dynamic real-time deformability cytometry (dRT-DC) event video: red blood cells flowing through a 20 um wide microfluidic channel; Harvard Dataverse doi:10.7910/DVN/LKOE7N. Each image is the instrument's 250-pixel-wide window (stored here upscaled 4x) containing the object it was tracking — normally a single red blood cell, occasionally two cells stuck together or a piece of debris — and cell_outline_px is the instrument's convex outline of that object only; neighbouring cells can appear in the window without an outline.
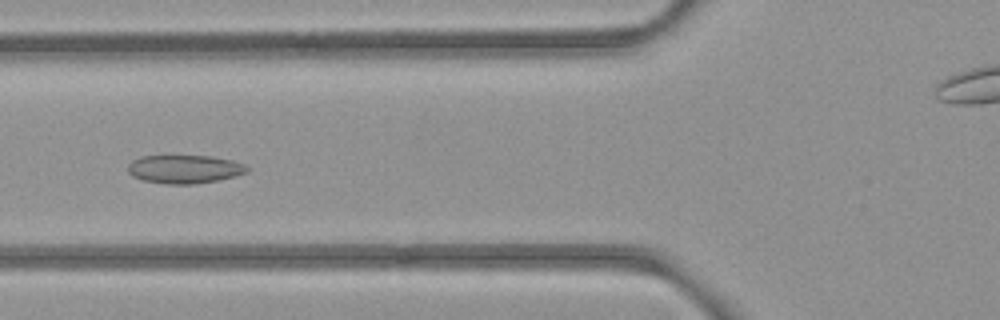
{"species": "common noctule bat (a hibernating species)", "species_latin": "Nyctalus noctula", "temperature_condition": "room temperature", "stored_images_in_passage": 31, "camera_frame_rate_fps": 3000, "um_per_image_px": 0.085, "animal": {"sex": "female", "body_mass_g": 21.9}, "frame": {"image": 1, "passage_image": 7, "time_ms": 2.0, "image_size_px": [1000, 320], "cell_outline_px": [[248, 172], [236, 176], [196, 184], [164, 184], [144, 180], [132, 176], [128, 172], [128, 164], [132, 160], [140, 156], [208, 156], [232, 160], [244, 164], [248, 168]], "centroid_in_image_um": [15.67, 14.38], "position_along_channel_um": 110.1, "area_um2": 19.71}}
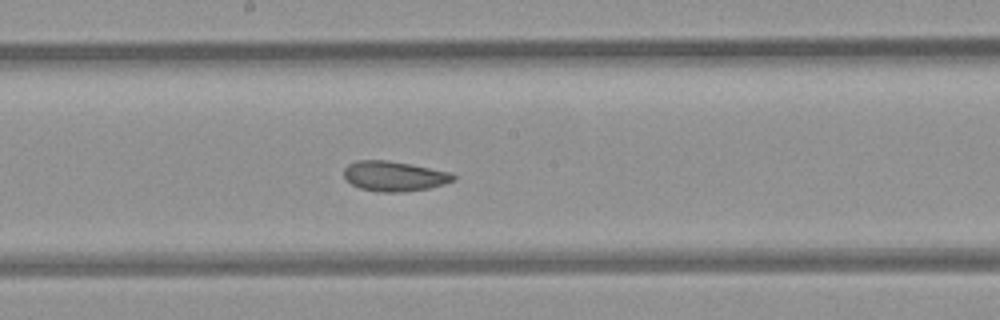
{"frame": {"image": 2, "passage_image": 15, "time_ms": 4.667, "image_size_px": [1000, 320], "cell_outline_px": [[456, 180], [444, 184], [428, 188], [404, 192], [376, 192], [360, 188], [352, 184], [344, 176], [344, 168], [348, 164], [356, 160], [388, 160], [452, 172], [456, 176]], "centroid_in_image_um": [33.52, 14.97], "position_along_channel_um": 214.7, "area_um2": 19.25}}
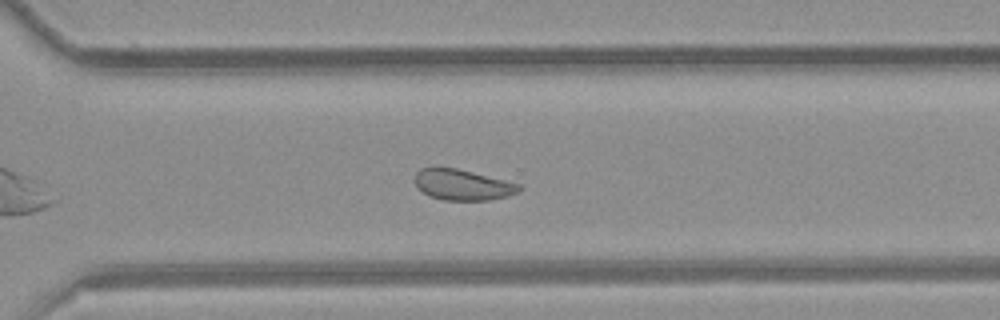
{"frame": {"image": 3, "passage_image": 24, "time_ms": 7.667, "image_size_px": [1000, 320], "cell_outline_px": [[524, 188], [520, 192], [508, 196], [488, 200], [444, 200], [428, 196], [416, 184], [416, 172], [420, 168], [432, 164], [456, 168], [524, 184]], "centroid_in_image_um": [39.36, 15.67], "position_along_channel_um": 331.2, "area_um2": 19.31}, "authors_computed_cell_mechanics": {"area_um2": 19.4208, "velocity_mm_per_s": 3.8968, "shape_relaxation_time_tau1_ms": null, "shape_relaxation_time_tau2_ms": 2.4779, "deformation_change_tau1": null, "deformation_change_tau2": 0.0697}}